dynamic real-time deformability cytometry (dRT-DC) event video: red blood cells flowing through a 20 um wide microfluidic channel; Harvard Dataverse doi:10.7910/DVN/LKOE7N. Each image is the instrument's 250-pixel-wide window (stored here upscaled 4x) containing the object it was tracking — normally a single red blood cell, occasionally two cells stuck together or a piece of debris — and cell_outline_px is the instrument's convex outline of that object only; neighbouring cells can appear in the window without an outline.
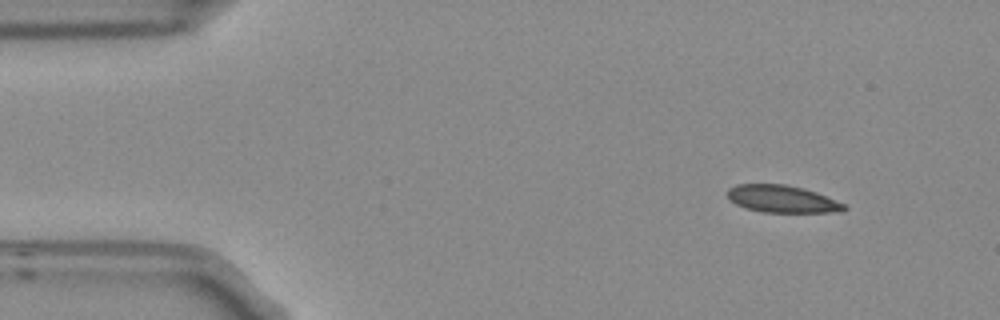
{"species": "Egyptian fruit bat (a non-hibernating species)", "species_latin": "Rousettus aegyptiacus", "temperature_condition": "room temperature", "stored_images_in_passage": 5, "camera_frame_rate_fps": 3000, "um_per_image_px": 0.085, "frame": {"image": 1, "passage_image": 1, "time_ms": 0.0, "image_size_px": [1000, 320], "cell_outline_px": [[848, 208], [828, 212], [764, 212], [744, 208], [728, 200], [728, 188], [736, 184], [784, 184], [804, 188], [816, 192], [844, 204]], "centroid_in_image_um": [66.4, 16.9], "position_along_channel_um": 18.6, "area_um2": 18.38}}
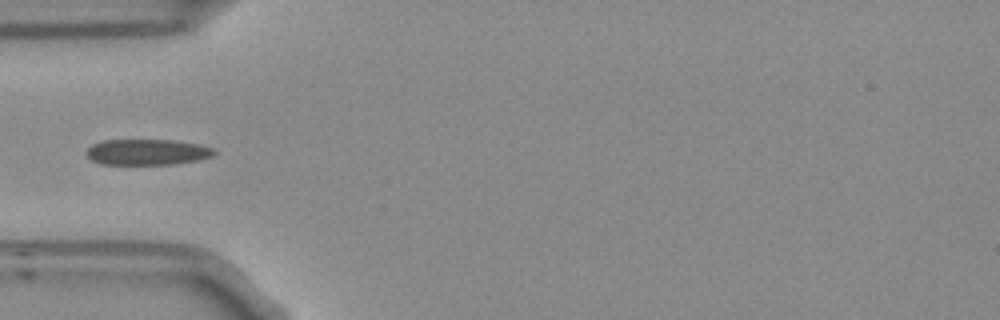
{"frame": {"image": 2, "passage_image": 4, "time_ms": 1.0, "image_size_px": [1000, 320], "cell_outline_px": [[216, 152], [212, 156], [196, 160], [168, 164], [100, 164], [92, 160], [84, 152], [92, 144], [100, 140], [172, 140], [196, 144], [212, 148]], "centroid_in_image_um": [12.43, 12.92], "position_along_channel_um": 72.6, "area_um2": 19.02}}